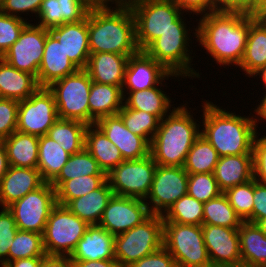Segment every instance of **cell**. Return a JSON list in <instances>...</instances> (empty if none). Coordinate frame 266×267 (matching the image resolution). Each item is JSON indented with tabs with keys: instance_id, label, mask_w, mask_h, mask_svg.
Wrapping results in <instances>:
<instances>
[{
	"instance_id": "cell-1",
	"label": "cell",
	"mask_w": 266,
	"mask_h": 267,
	"mask_svg": "<svg viewBox=\"0 0 266 267\" xmlns=\"http://www.w3.org/2000/svg\"><path fill=\"white\" fill-rule=\"evenodd\" d=\"M202 17V18H201ZM196 20L193 32L199 45L220 66L238 67L243 59L249 32V15L211 12Z\"/></svg>"
},
{
	"instance_id": "cell-2",
	"label": "cell",
	"mask_w": 266,
	"mask_h": 267,
	"mask_svg": "<svg viewBox=\"0 0 266 267\" xmlns=\"http://www.w3.org/2000/svg\"><path fill=\"white\" fill-rule=\"evenodd\" d=\"M201 103L203 135L220 157L228 155L253 154V144L258 133V124L253 116H241L226 111L211 101ZM222 108V109H221ZM203 128V129H202Z\"/></svg>"
},
{
	"instance_id": "cell-3",
	"label": "cell",
	"mask_w": 266,
	"mask_h": 267,
	"mask_svg": "<svg viewBox=\"0 0 266 267\" xmlns=\"http://www.w3.org/2000/svg\"><path fill=\"white\" fill-rule=\"evenodd\" d=\"M88 42L90 54L109 52L131 56L137 53L135 19L129 5L90 9Z\"/></svg>"
},
{
	"instance_id": "cell-4",
	"label": "cell",
	"mask_w": 266,
	"mask_h": 267,
	"mask_svg": "<svg viewBox=\"0 0 266 267\" xmlns=\"http://www.w3.org/2000/svg\"><path fill=\"white\" fill-rule=\"evenodd\" d=\"M186 105L172 107L171 113L160 121L150 144V155L157 165L183 167L189 150L201 135V123L197 124Z\"/></svg>"
},
{
	"instance_id": "cell-5",
	"label": "cell",
	"mask_w": 266,
	"mask_h": 267,
	"mask_svg": "<svg viewBox=\"0 0 266 267\" xmlns=\"http://www.w3.org/2000/svg\"><path fill=\"white\" fill-rule=\"evenodd\" d=\"M127 4L134 15L136 44L140 51L167 30L189 29L185 15L171 0H129Z\"/></svg>"
},
{
	"instance_id": "cell-6",
	"label": "cell",
	"mask_w": 266,
	"mask_h": 267,
	"mask_svg": "<svg viewBox=\"0 0 266 267\" xmlns=\"http://www.w3.org/2000/svg\"><path fill=\"white\" fill-rule=\"evenodd\" d=\"M163 246L177 267H212L201 226L163 222Z\"/></svg>"
},
{
	"instance_id": "cell-7",
	"label": "cell",
	"mask_w": 266,
	"mask_h": 267,
	"mask_svg": "<svg viewBox=\"0 0 266 267\" xmlns=\"http://www.w3.org/2000/svg\"><path fill=\"white\" fill-rule=\"evenodd\" d=\"M162 246L163 217L151 214L141 224L115 235V260L122 267H129Z\"/></svg>"
},
{
	"instance_id": "cell-8",
	"label": "cell",
	"mask_w": 266,
	"mask_h": 267,
	"mask_svg": "<svg viewBox=\"0 0 266 267\" xmlns=\"http://www.w3.org/2000/svg\"><path fill=\"white\" fill-rule=\"evenodd\" d=\"M192 31L190 29L167 30L144 51L172 74H176L181 78L191 77L192 80L200 78L199 71L197 73V70L191 64L193 56H190L192 52L190 51L189 43H192V40L189 35H191Z\"/></svg>"
},
{
	"instance_id": "cell-9",
	"label": "cell",
	"mask_w": 266,
	"mask_h": 267,
	"mask_svg": "<svg viewBox=\"0 0 266 267\" xmlns=\"http://www.w3.org/2000/svg\"><path fill=\"white\" fill-rule=\"evenodd\" d=\"M88 226L66 206L57 203L50 212L43 233L46 255L70 257Z\"/></svg>"
},
{
	"instance_id": "cell-10",
	"label": "cell",
	"mask_w": 266,
	"mask_h": 267,
	"mask_svg": "<svg viewBox=\"0 0 266 267\" xmlns=\"http://www.w3.org/2000/svg\"><path fill=\"white\" fill-rule=\"evenodd\" d=\"M92 80L85 69L53 82L47 88L53 93L60 119L81 121L89 125V103Z\"/></svg>"
},
{
	"instance_id": "cell-11",
	"label": "cell",
	"mask_w": 266,
	"mask_h": 267,
	"mask_svg": "<svg viewBox=\"0 0 266 267\" xmlns=\"http://www.w3.org/2000/svg\"><path fill=\"white\" fill-rule=\"evenodd\" d=\"M156 168L150 154L139 160H124L107 174V180L114 195L145 200Z\"/></svg>"
},
{
	"instance_id": "cell-12",
	"label": "cell",
	"mask_w": 266,
	"mask_h": 267,
	"mask_svg": "<svg viewBox=\"0 0 266 267\" xmlns=\"http://www.w3.org/2000/svg\"><path fill=\"white\" fill-rule=\"evenodd\" d=\"M57 204L56 191L50 183L26 194L8 206L18 230L43 234L50 212Z\"/></svg>"
},
{
	"instance_id": "cell-13",
	"label": "cell",
	"mask_w": 266,
	"mask_h": 267,
	"mask_svg": "<svg viewBox=\"0 0 266 267\" xmlns=\"http://www.w3.org/2000/svg\"><path fill=\"white\" fill-rule=\"evenodd\" d=\"M59 119L53 93L39 87L29 98L19 101L16 130L41 137Z\"/></svg>"
},
{
	"instance_id": "cell-14",
	"label": "cell",
	"mask_w": 266,
	"mask_h": 267,
	"mask_svg": "<svg viewBox=\"0 0 266 267\" xmlns=\"http://www.w3.org/2000/svg\"><path fill=\"white\" fill-rule=\"evenodd\" d=\"M187 187L188 173L184 167L157 165L149 194L144 201L151 214L163 216L174 202L187 194Z\"/></svg>"
},
{
	"instance_id": "cell-15",
	"label": "cell",
	"mask_w": 266,
	"mask_h": 267,
	"mask_svg": "<svg viewBox=\"0 0 266 267\" xmlns=\"http://www.w3.org/2000/svg\"><path fill=\"white\" fill-rule=\"evenodd\" d=\"M49 33V30L38 26L37 22L33 24L28 21L18 39L1 58L14 68L30 73L37 79L46 36Z\"/></svg>"
},
{
	"instance_id": "cell-16",
	"label": "cell",
	"mask_w": 266,
	"mask_h": 267,
	"mask_svg": "<svg viewBox=\"0 0 266 267\" xmlns=\"http://www.w3.org/2000/svg\"><path fill=\"white\" fill-rule=\"evenodd\" d=\"M150 215L144 200L113 194L98 225L115 236L141 224Z\"/></svg>"
},
{
	"instance_id": "cell-17",
	"label": "cell",
	"mask_w": 266,
	"mask_h": 267,
	"mask_svg": "<svg viewBox=\"0 0 266 267\" xmlns=\"http://www.w3.org/2000/svg\"><path fill=\"white\" fill-rule=\"evenodd\" d=\"M201 227L212 267H242L238 228Z\"/></svg>"
},
{
	"instance_id": "cell-18",
	"label": "cell",
	"mask_w": 266,
	"mask_h": 267,
	"mask_svg": "<svg viewBox=\"0 0 266 267\" xmlns=\"http://www.w3.org/2000/svg\"><path fill=\"white\" fill-rule=\"evenodd\" d=\"M170 72L145 51H138L128 59L122 93L157 86Z\"/></svg>"
},
{
	"instance_id": "cell-19",
	"label": "cell",
	"mask_w": 266,
	"mask_h": 267,
	"mask_svg": "<svg viewBox=\"0 0 266 267\" xmlns=\"http://www.w3.org/2000/svg\"><path fill=\"white\" fill-rule=\"evenodd\" d=\"M120 150L124 160H139L150 154V144L133 134L117 115L103 117L95 123Z\"/></svg>"
},
{
	"instance_id": "cell-20",
	"label": "cell",
	"mask_w": 266,
	"mask_h": 267,
	"mask_svg": "<svg viewBox=\"0 0 266 267\" xmlns=\"http://www.w3.org/2000/svg\"><path fill=\"white\" fill-rule=\"evenodd\" d=\"M49 32L60 42L65 54L79 68L85 69L90 56L88 16L78 22L65 23Z\"/></svg>"
},
{
	"instance_id": "cell-21",
	"label": "cell",
	"mask_w": 266,
	"mask_h": 267,
	"mask_svg": "<svg viewBox=\"0 0 266 267\" xmlns=\"http://www.w3.org/2000/svg\"><path fill=\"white\" fill-rule=\"evenodd\" d=\"M44 183L37 168L9 166L0 181V208H7Z\"/></svg>"
},
{
	"instance_id": "cell-22",
	"label": "cell",
	"mask_w": 266,
	"mask_h": 267,
	"mask_svg": "<svg viewBox=\"0 0 266 267\" xmlns=\"http://www.w3.org/2000/svg\"><path fill=\"white\" fill-rule=\"evenodd\" d=\"M78 69L65 54L60 42L49 33L46 36L43 59L36 79L39 87H48L53 82L75 73Z\"/></svg>"
},
{
	"instance_id": "cell-23",
	"label": "cell",
	"mask_w": 266,
	"mask_h": 267,
	"mask_svg": "<svg viewBox=\"0 0 266 267\" xmlns=\"http://www.w3.org/2000/svg\"><path fill=\"white\" fill-rule=\"evenodd\" d=\"M115 236L98 224L89 225L87 231L70 255L71 261L115 259Z\"/></svg>"
},
{
	"instance_id": "cell-24",
	"label": "cell",
	"mask_w": 266,
	"mask_h": 267,
	"mask_svg": "<svg viewBox=\"0 0 266 267\" xmlns=\"http://www.w3.org/2000/svg\"><path fill=\"white\" fill-rule=\"evenodd\" d=\"M90 9L80 0H43L38 11V26L50 30L87 18Z\"/></svg>"
},
{
	"instance_id": "cell-25",
	"label": "cell",
	"mask_w": 266,
	"mask_h": 267,
	"mask_svg": "<svg viewBox=\"0 0 266 267\" xmlns=\"http://www.w3.org/2000/svg\"><path fill=\"white\" fill-rule=\"evenodd\" d=\"M129 57L109 52L93 53L85 70L96 83L122 87Z\"/></svg>"
},
{
	"instance_id": "cell-26",
	"label": "cell",
	"mask_w": 266,
	"mask_h": 267,
	"mask_svg": "<svg viewBox=\"0 0 266 267\" xmlns=\"http://www.w3.org/2000/svg\"><path fill=\"white\" fill-rule=\"evenodd\" d=\"M169 77L172 79L174 77H178V79H180V76L169 73L157 86L153 88L123 93V105L134 110L146 111L149 114L157 116L161 120L169 114L168 112H171V107L173 106L171 104V97L163 91L164 85L167 87V84H164V80H169ZM158 86H160V88Z\"/></svg>"
},
{
	"instance_id": "cell-27",
	"label": "cell",
	"mask_w": 266,
	"mask_h": 267,
	"mask_svg": "<svg viewBox=\"0 0 266 267\" xmlns=\"http://www.w3.org/2000/svg\"><path fill=\"white\" fill-rule=\"evenodd\" d=\"M264 66H266V20L264 17L249 15L247 43L239 68L250 78Z\"/></svg>"
},
{
	"instance_id": "cell-28",
	"label": "cell",
	"mask_w": 266,
	"mask_h": 267,
	"mask_svg": "<svg viewBox=\"0 0 266 267\" xmlns=\"http://www.w3.org/2000/svg\"><path fill=\"white\" fill-rule=\"evenodd\" d=\"M214 176L222 192L253 179V154L219 157Z\"/></svg>"
},
{
	"instance_id": "cell-29",
	"label": "cell",
	"mask_w": 266,
	"mask_h": 267,
	"mask_svg": "<svg viewBox=\"0 0 266 267\" xmlns=\"http://www.w3.org/2000/svg\"><path fill=\"white\" fill-rule=\"evenodd\" d=\"M121 86L99 84L92 81L89 103V125L103 117L117 115L123 106Z\"/></svg>"
},
{
	"instance_id": "cell-30",
	"label": "cell",
	"mask_w": 266,
	"mask_h": 267,
	"mask_svg": "<svg viewBox=\"0 0 266 267\" xmlns=\"http://www.w3.org/2000/svg\"><path fill=\"white\" fill-rule=\"evenodd\" d=\"M84 148L94 157L106 175L124 161L120 150L96 124L88 125L85 132Z\"/></svg>"
},
{
	"instance_id": "cell-31",
	"label": "cell",
	"mask_w": 266,
	"mask_h": 267,
	"mask_svg": "<svg viewBox=\"0 0 266 267\" xmlns=\"http://www.w3.org/2000/svg\"><path fill=\"white\" fill-rule=\"evenodd\" d=\"M38 88L37 80L32 74L20 71L0 58V98L22 101Z\"/></svg>"
},
{
	"instance_id": "cell-32",
	"label": "cell",
	"mask_w": 266,
	"mask_h": 267,
	"mask_svg": "<svg viewBox=\"0 0 266 267\" xmlns=\"http://www.w3.org/2000/svg\"><path fill=\"white\" fill-rule=\"evenodd\" d=\"M242 267H266V235L254 223L238 228Z\"/></svg>"
},
{
	"instance_id": "cell-33",
	"label": "cell",
	"mask_w": 266,
	"mask_h": 267,
	"mask_svg": "<svg viewBox=\"0 0 266 267\" xmlns=\"http://www.w3.org/2000/svg\"><path fill=\"white\" fill-rule=\"evenodd\" d=\"M113 191L108 180L99 188L71 200L66 207L89 225L98 224Z\"/></svg>"
},
{
	"instance_id": "cell-34",
	"label": "cell",
	"mask_w": 266,
	"mask_h": 267,
	"mask_svg": "<svg viewBox=\"0 0 266 267\" xmlns=\"http://www.w3.org/2000/svg\"><path fill=\"white\" fill-rule=\"evenodd\" d=\"M3 142L9 166L37 168L39 137L16 130Z\"/></svg>"
},
{
	"instance_id": "cell-35",
	"label": "cell",
	"mask_w": 266,
	"mask_h": 267,
	"mask_svg": "<svg viewBox=\"0 0 266 267\" xmlns=\"http://www.w3.org/2000/svg\"><path fill=\"white\" fill-rule=\"evenodd\" d=\"M69 157L70 154L56 141L47 135L39 137L37 169L46 183H51L58 176Z\"/></svg>"
},
{
	"instance_id": "cell-36",
	"label": "cell",
	"mask_w": 266,
	"mask_h": 267,
	"mask_svg": "<svg viewBox=\"0 0 266 267\" xmlns=\"http://www.w3.org/2000/svg\"><path fill=\"white\" fill-rule=\"evenodd\" d=\"M87 127L81 121L59 118L48 130L47 136L72 155L84 149Z\"/></svg>"
},
{
	"instance_id": "cell-37",
	"label": "cell",
	"mask_w": 266,
	"mask_h": 267,
	"mask_svg": "<svg viewBox=\"0 0 266 267\" xmlns=\"http://www.w3.org/2000/svg\"><path fill=\"white\" fill-rule=\"evenodd\" d=\"M219 157L209 141L200 135L189 150L183 167L188 174L214 173Z\"/></svg>"
},
{
	"instance_id": "cell-38",
	"label": "cell",
	"mask_w": 266,
	"mask_h": 267,
	"mask_svg": "<svg viewBox=\"0 0 266 267\" xmlns=\"http://www.w3.org/2000/svg\"><path fill=\"white\" fill-rule=\"evenodd\" d=\"M243 222L224 193L204 203L202 224L239 228Z\"/></svg>"
},
{
	"instance_id": "cell-39",
	"label": "cell",
	"mask_w": 266,
	"mask_h": 267,
	"mask_svg": "<svg viewBox=\"0 0 266 267\" xmlns=\"http://www.w3.org/2000/svg\"><path fill=\"white\" fill-rule=\"evenodd\" d=\"M86 175L106 174L100 169L94 157L84 148L79 153L70 155L67 163L50 184L56 190L64 181Z\"/></svg>"
},
{
	"instance_id": "cell-40",
	"label": "cell",
	"mask_w": 266,
	"mask_h": 267,
	"mask_svg": "<svg viewBox=\"0 0 266 267\" xmlns=\"http://www.w3.org/2000/svg\"><path fill=\"white\" fill-rule=\"evenodd\" d=\"M204 203L186 194L178 199L162 216L163 222L202 226Z\"/></svg>"
},
{
	"instance_id": "cell-41",
	"label": "cell",
	"mask_w": 266,
	"mask_h": 267,
	"mask_svg": "<svg viewBox=\"0 0 266 267\" xmlns=\"http://www.w3.org/2000/svg\"><path fill=\"white\" fill-rule=\"evenodd\" d=\"M118 115L133 134L143 137L151 144L161 121L157 116L146 111L127 108L124 105L119 110Z\"/></svg>"
},
{
	"instance_id": "cell-42",
	"label": "cell",
	"mask_w": 266,
	"mask_h": 267,
	"mask_svg": "<svg viewBox=\"0 0 266 267\" xmlns=\"http://www.w3.org/2000/svg\"><path fill=\"white\" fill-rule=\"evenodd\" d=\"M107 180V175L79 176L64 181L56 191V201L66 206L71 200L99 188Z\"/></svg>"
},
{
	"instance_id": "cell-43",
	"label": "cell",
	"mask_w": 266,
	"mask_h": 267,
	"mask_svg": "<svg viewBox=\"0 0 266 267\" xmlns=\"http://www.w3.org/2000/svg\"><path fill=\"white\" fill-rule=\"evenodd\" d=\"M46 256L43 234L18 230L8 252V263L22 258Z\"/></svg>"
},
{
	"instance_id": "cell-44",
	"label": "cell",
	"mask_w": 266,
	"mask_h": 267,
	"mask_svg": "<svg viewBox=\"0 0 266 267\" xmlns=\"http://www.w3.org/2000/svg\"><path fill=\"white\" fill-rule=\"evenodd\" d=\"M221 193L214 173L188 174L187 194L198 201L206 203Z\"/></svg>"
},
{
	"instance_id": "cell-45",
	"label": "cell",
	"mask_w": 266,
	"mask_h": 267,
	"mask_svg": "<svg viewBox=\"0 0 266 267\" xmlns=\"http://www.w3.org/2000/svg\"><path fill=\"white\" fill-rule=\"evenodd\" d=\"M232 208L245 221L253 211V179L223 192Z\"/></svg>"
},
{
	"instance_id": "cell-46",
	"label": "cell",
	"mask_w": 266,
	"mask_h": 267,
	"mask_svg": "<svg viewBox=\"0 0 266 267\" xmlns=\"http://www.w3.org/2000/svg\"><path fill=\"white\" fill-rule=\"evenodd\" d=\"M27 20L0 11V58L18 39Z\"/></svg>"
},
{
	"instance_id": "cell-47",
	"label": "cell",
	"mask_w": 266,
	"mask_h": 267,
	"mask_svg": "<svg viewBox=\"0 0 266 267\" xmlns=\"http://www.w3.org/2000/svg\"><path fill=\"white\" fill-rule=\"evenodd\" d=\"M18 228L12 213L8 208L0 211V267L8 263L9 248L13 243Z\"/></svg>"
},
{
	"instance_id": "cell-48",
	"label": "cell",
	"mask_w": 266,
	"mask_h": 267,
	"mask_svg": "<svg viewBox=\"0 0 266 267\" xmlns=\"http://www.w3.org/2000/svg\"><path fill=\"white\" fill-rule=\"evenodd\" d=\"M19 101L0 98V140L16 131Z\"/></svg>"
},
{
	"instance_id": "cell-49",
	"label": "cell",
	"mask_w": 266,
	"mask_h": 267,
	"mask_svg": "<svg viewBox=\"0 0 266 267\" xmlns=\"http://www.w3.org/2000/svg\"><path fill=\"white\" fill-rule=\"evenodd\" d=\"M42 2L43 0H1L0 11L7 15L16 16L25 20L29 18H24L21 15L24 13L25 15H29V13H31L35 14L37 19V14Z\"/></svg>"
},
{
	"instance_id": "cell-50",
	"label": "cell",
	"mask_w": 266,
	"mask_h": 267,
	"mask_svg": "<svg viewBox=\"0 0 266 267\" xmlns=\"http://www.w3.org/2000/svg\"><path fill=\"white\" fill-rule=\"evenodd\" d=\"M256 136L253 144L254 179L266 184V136Z\"/></svg>"
},
{
	"instance_id": "cell-51",
	"label": "cell",
	"mask_w": 266,
	"mask_h": 267,
	"mask_svg": "<svg viewBox=\"0 0 266 267\" xmlns=\"http://www.w3.org/2000/svg\"><path fill=\"white\" fill-rule=\"evenodd\" d=\"M129 267H177L173 256L162 246L160 249L132 263Z\"/></svg>"
},
{
	"instance_id": "cell-52",
	"label": "cell",
	"mask_w": 266,
	"mask_h": 267,
	"mask_svg": "<svg viewBox=\"0 0 266 267\" xmlns=\"http://www.w3.org/2000/svg\"><path fill=\"white\" fill-rule=\"evenodd\" d=\"M253 211L245 220L256 223L259 219L266 218V184L260 183L253 178Z\"/></svg>"
},
{
	"instance_id": "cell-53",
	"label": "cell",
	"mask_w": 266,
	"mask_h": 267,
	"mask_svg": "<svg viewBox=\"0 0 266 267\" xmlns=\"http://www.w3.org/2000/svg\"><path fill=\"white\" fill-rule=\"evenodd\" d=\"M183 13L189 15H207L213 12L211 0H171ZM185 11V12H184ZM207 11V12H206Z\"/></svg>"
},
{
	"instance_id": "cell-54",
	"label": "cell",
	"mask_w": 266,
	"mask_h": 267,
	"mask_svg": "<svg viewBox=\"0 0 266 267\" xmlns=\"http://www.w3.org/2000/svg\"><path fill=\"white\" fill-rule=\"evenodd\" d=\"M213 12H237L251 15L252 0H211Z\"/></svg>"
},
{
	"instance_id": "cell-55",
	"label": "cell",
	"mask_w": 266,
	"mask_h": 267,
	"mask_svg": "<svg viewBox=\"0 0 266 267\" xmlns=\"http://www.w3.org/2000/svg\"><path fill=\"white\" fill-rule=\"evenodd\" d=\"M40 267H72L69 256H44Z\"/></svg>"
},
{
	"instance_id": "cell-56",
	"label": "cell",
	"mask_w": 266,
	"mask_h": 267,
	"mask_svg": "<svg viewBox=\"0 0 266 267\" xmlns=\"http://www.w3.org/2000/svg\"><path fill=\"white\" fill-rule=\"evenodd\" d=\"M72 267H122L115 259L71 261Z\"/></svg>"
},
{
	"instance_id": "cell-57",
	"label": "cell",
	"mask_w": 266,
	"mask_h": 267,
	"mask_svg": "<svg viewBox=\"0 0 266 267\" xmlns=\"http://www.w3.org/2000/svg\"><path fill=\"white\" fill-rule=\"evenodd\" d=\"M43 257L16 259L7 263L4 267H40Z\"/></svg>"
},
{
	"instance_id": "cell-58",
	"label": "cell",
	"mask_w": 266,
	"mask_h": 267,
	"mask_svg": "<svg viewBox=\"0 0 266 267\" xmlns=\"http://www.w3.org/2000/svg\"><path fill=\"white\" fill-rule=\"evenodd\" d=\"M80 1L83 2L89 9H107L111 8L112 4L117 5V3L114 0H80Z\"/></svg>"
},
{
	"instance_id": "cell-59",
	"label": "cell",
	"mask_w": 266,
	"mask_h": 267,
	"mask_svg": "<svg viewBox=\"0 0 266 267\" xmlns=\"http://www.w3.org/2000/svg\"><path fill=\"white\" fill-rule=\"evenodd\" d=\"M9 168V162L6 152V147L3 140H0V181L6 174Z\"/></svg>"
},
{
	"instance_id": "cell-60",
	"label": "cell",
	"mask_w": 266,
	"mask_h": 267,
	"mask_svg": "<svg viewBox=\"0 0 266 267\" xmlns=\"http://www.w3.org/2000/svg\"><path fill=\"white\" fill-rule=\"evenodd\" d=\"M266 15V0H252L251 16L263 17Z\"/></svg>"
},
{
	"instance_id": "cell-61",
	"label": "cell",
	"mask_w": 266,
	"mask_h": 267,
	"mask_svg": "<svg viewBox=\"0 0 266 267\" xmlns=\"http://www.w3.org/2000/svg\"><path fill=\"white\" fill-rule=\"evenodd\" d=\"M266 91V90H265ZM264 97H260L261 101L260 104H258L255 109H254V114L258 116V118L256 116H254V119L256 121V123L260 122L261 120H265L266 121V92H264ZM259 119V120H258Z\"/></svg>"
},
{
	"instance_id": "cell-62",
	"label": "cell",
	"mask_w": 266,
	"mask_h": 267,
	"mask_svg": "<svg viewBox=\"0 0 266 267\" xmlns=\"http://www.w3.org/2000/svg\"><path fill=\"white\" fill-rule=\"evenodd\" d=\"M262 80V83H264L263 85H265V89H266V66L260 68L257 72H255L251 78L257 77Z\"/></svg>"
},
{
	"instance_id": "cell-63",
	"label": "cell",
	"mask_w": 266,
	"mask_h": 267,
	"mask_svg": "<svg viewBox=\"0 0 266 267\" xmlns=\"http://www.w3.org/2000/svg\"><path fill=\"white\" fill-rule=\"evenodd\" d=\"M255 224L266 235V218L259 219Z\"/></svg>"
},
{
	"instance_id": "cell-64",
	"label": "cell",
	"mask_w": 266,
	"mask_h": 267,
	"mask_svg": "<svg viewBox=\"0 0 266 267\" xmlns=\"http://www.w3.org/2000/svg\"><path fill=\"white\" fill-rule=\"evenodd\" d=\"M117 4H127L129 0H114Z\"/></svg>"
}]
</instances>
